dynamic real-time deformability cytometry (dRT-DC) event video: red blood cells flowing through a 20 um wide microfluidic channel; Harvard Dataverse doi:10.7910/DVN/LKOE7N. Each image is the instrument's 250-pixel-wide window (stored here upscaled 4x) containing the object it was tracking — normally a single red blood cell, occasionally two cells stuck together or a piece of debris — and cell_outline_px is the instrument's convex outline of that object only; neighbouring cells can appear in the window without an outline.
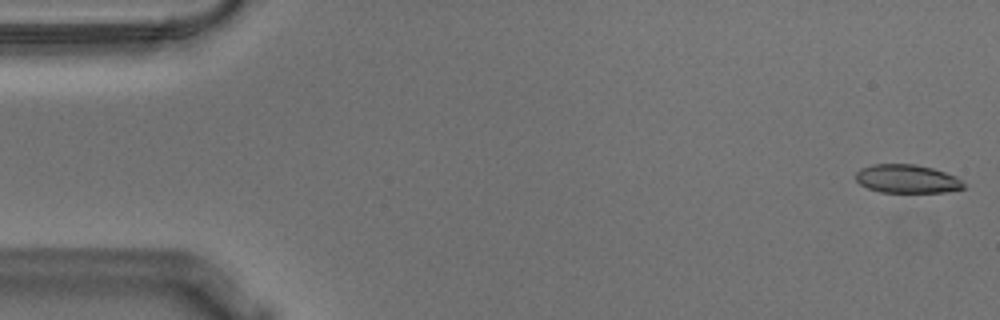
{"species": "Egyptian fruit bat (a non-hibernating species)", "species_latin": "Rousettus aegyptiacus", "temperature_condition": "warm", "stored_images_in_passage": 55, "camera_frame_rate_fps": 3000, "um_per_image_px": 0.085, "animal": {"sex": "male"}, "frame": {"image": 1, "passage_image": 1, "time_ms": 0.0, "image_size_px": [1000, 320], "cell_outline_px": [[968, 188], [944, 192], [880, 192], [868, 188], [860, 184], [856, 180], [856, 172], [860, 168], [872, 164], [916, 164], [932, 168], [956, 176]], "centroid_in_image_um": [77.1, 15.2], "position_along_channel_um": 7.9, "area_um2": 17.98}}
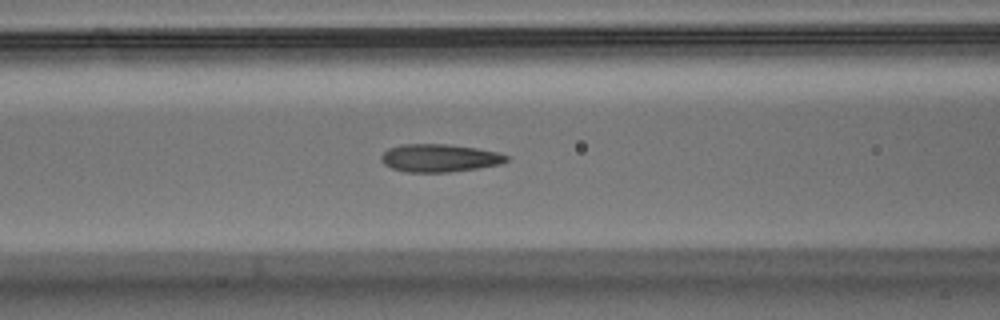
{"frame": {"image": 2, "passage_image": 22, "time_ms": 7.0, "image_size_px": [1000, 320], "cell_outline_px": [[508, 160], [500, 164], [476, 168], [448, 172], [404, 172], [392, 168], [384, 164], [380, 160], [380, 156], [388, 148], [404, 144], [448, 144], [476, 148], [496, 152], [508, 156]], "centroid_in_image_um": [37.31, 13.43], "position_along_channel_um": 129.3, "area_um2": 20.23}}
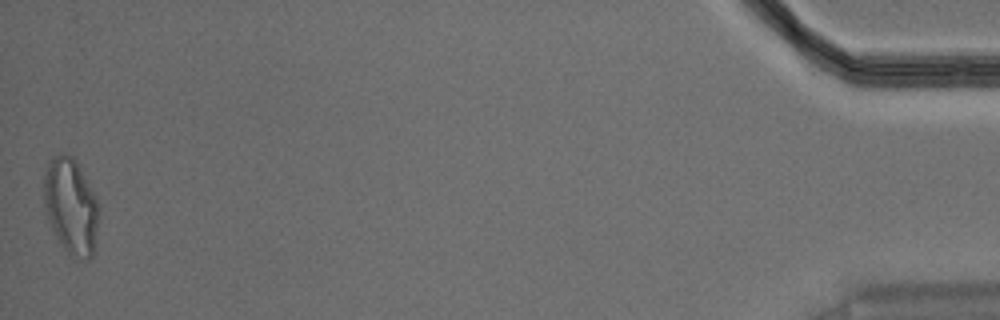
{"frame": {"image": 3, "passage_image": 55, "time_ms": 18.0, "image_size_px": [1000, 320], "cell_outline_px": [[100, 212], [92, 256], [88, 260], [72, 260], [56, 236], [48, 220], [44, 204], [44, 172], [48, 160], [52, 156], [72, 156], [76, 160], [96, 196], [100, 204]], "centroid_in_image_um": [6.04, 17.56], "position_along_channel_um": 429.2, "area_um2": 31.04}, "authors_computed_cell_mechanics": {"area_um2": 19.9988, "velocity_mm_per_s": 3.611, "shape_relaxation_time_tau1_ms": 8.287, "shape_relaxation_time_tau2_ms": 0.7648, "deformation_change_tau1": 0.2332, "deformation_change_tau2": 0.0816}}